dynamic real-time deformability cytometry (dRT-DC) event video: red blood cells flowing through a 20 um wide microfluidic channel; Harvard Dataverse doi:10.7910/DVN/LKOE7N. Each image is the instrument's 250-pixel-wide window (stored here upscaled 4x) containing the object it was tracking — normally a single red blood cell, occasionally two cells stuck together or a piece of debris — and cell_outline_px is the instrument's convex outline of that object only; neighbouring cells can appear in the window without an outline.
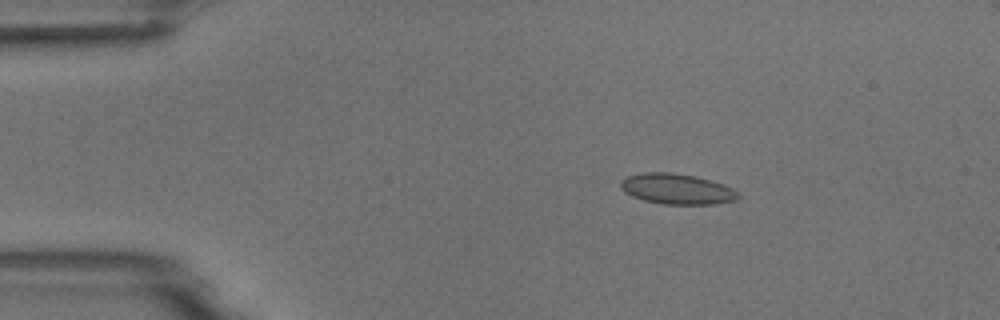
{"species": "common noctule bat (a hibernating species)", "species_latin": "Nyctalus noctula", "temperature_condition": "room temperature", "stored_images_in_passage": 3, "camera_frame_rate_fps": 3000, "um_per_image_px": 0.085, "animal": {"sex": "male", "body_mass_g": 18.8}, "frame": {"image": 1, "passage_image": 2, "time_ms": 1.0, "image_size_px": [1000, 320], "cell_outline_px": [[740, 196], [736, 200], [716, 204], [664, 204], [644, 200], [632, 196], [624, 192], [620, 188], [620, 180], [628, 176], [640, 172], [672, 172], [696, 176], [712, 180], [724, 184], [732, 188]], "centroid_in_image_um": [57.52, 16.05], "position_along_channel_um": 27.5, "area_um2": 21.1}}